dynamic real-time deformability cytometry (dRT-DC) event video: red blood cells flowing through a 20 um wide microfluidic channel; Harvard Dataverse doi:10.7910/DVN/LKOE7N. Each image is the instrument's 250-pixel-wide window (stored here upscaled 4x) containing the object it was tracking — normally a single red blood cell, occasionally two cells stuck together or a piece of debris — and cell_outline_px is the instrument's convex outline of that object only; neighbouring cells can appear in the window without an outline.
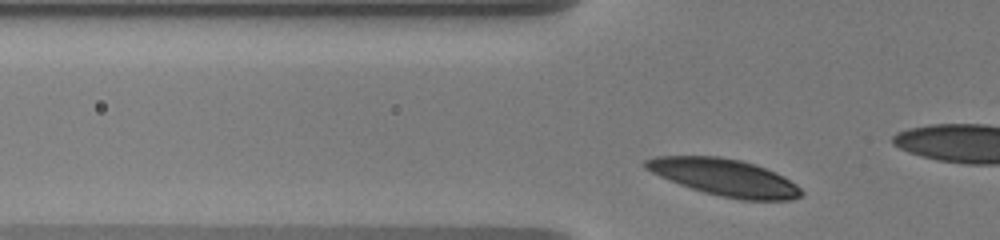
{"species": "human", "species_latin": "Homo sapiens", "temperature_condition": "warm", "stored_images_in_passage": 27, "camera_frame_rate_fps": 3000, "um_per_image_px": 0.085, "donor": {"sex": "male"}, "frame": {"image": 1, "passage_image": 2, "time_ms": 0.333, "image_size_px": [1000, 240], "cell_outline_px": [[804, 196], [792, 200], [740, 200], [720, 196], [704, 192], [668, 180], [644, 168], [644, 160], [656, 156], [720, 156], [740, 160], [764, 168], [796, 184], [804, 192]], "centroid_in_image_um": [61.57, 15.09], "position_along_channel_um": 64.2, "area_um2": 33.23}}
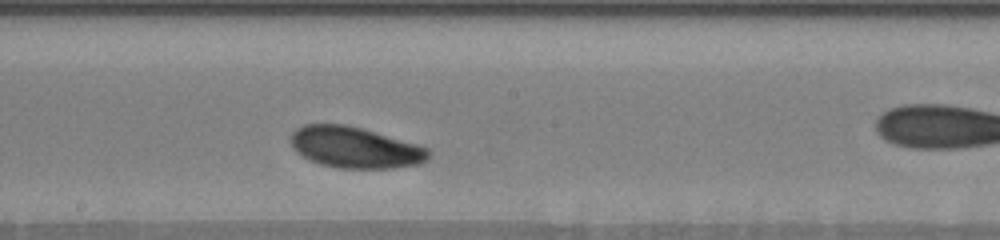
{"frame": {"image": 2, "passage_image": 11, "time_ms": 5.0, "image_size_px": [1000, 240], "cell_outline_px": [[432, 152], [420, 164], [396, 168], [340, 168], [320, 164], [308, 160], [296, 152], [292, 148], [292, 132], [296, 128], [304, 124], [348, 124], [416, 144], [428, 148]], "centroid_in_image_um": [30.15, 12.53], "position_along_channel_um": 218.0, "area_um2": 33.06}}
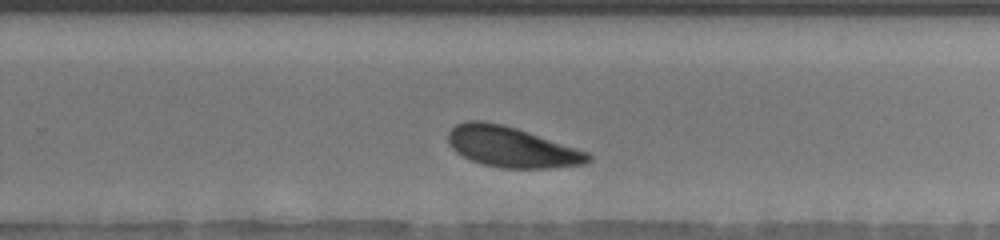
{"frame": {"image": 3, "passage_image": 16, "time_ms": 7.0, "image_size_px": [1000, 240], "cell_outline_px": [[592, 160], [584, 164], [548, 168], [500, 168], [484, 164], [472, 160], [456, 152], [448, 144], [448, 132], [456, 124], [468, 120], [484, 120], [516, 128], [588, 152], [592, 156]], "centroid_in_image_um": [43.46, 12.49], "position_along_channel_um": 286.3, "area_um2": 32.83}, "authors_computed_cell_mechanics": {"area_um2": 33.0616, "velocity_mm_per_s": 3.4325, "shape_relaxation_time_tau1_ms": 1.8738, "shape_relaxation_time_tau2_ms": null, "deformation_change_tau1": 0.0922, "deformation_change_tau2": null}}